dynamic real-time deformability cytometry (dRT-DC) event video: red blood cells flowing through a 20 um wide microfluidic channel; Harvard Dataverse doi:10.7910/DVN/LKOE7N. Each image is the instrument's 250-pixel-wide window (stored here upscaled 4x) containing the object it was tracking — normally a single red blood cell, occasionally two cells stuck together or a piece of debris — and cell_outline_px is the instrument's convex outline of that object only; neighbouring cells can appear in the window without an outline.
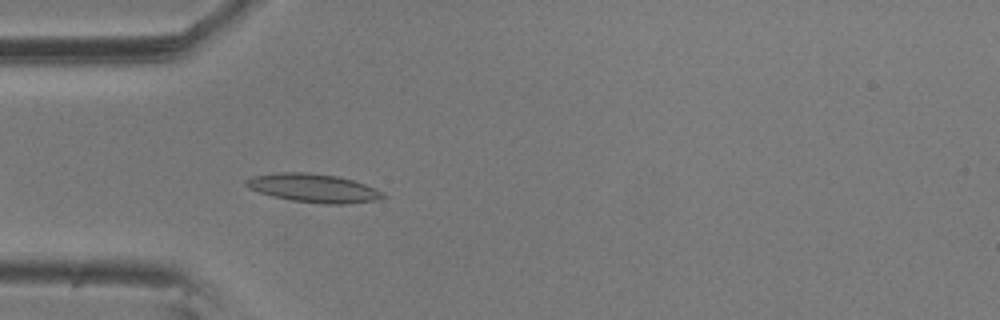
{"species": "common noctule bat (a hibernating species)", "species_latin": "Nyctalus noctula", "temperature_condition": "room temperature", "stored_images_in_passage": 4, "camera_frame_rate_fps": 3000, "um_per_image_px": 0.085, "animal": {"sex": "male", "body_mass_g": 20.5, "forearm_length_mm": 52.5}, "frame": {"image": 1, "passage_image": 4, "time_ms": 1.0, "image_size_px": [1000, 320], "cell_outline_px": [[388, 196], [376, 200], [348, 204], [324, 204], [292, 200], [272, 196], [248, 188], [244, 184], [244, 180], [252, 176], [280, 172], [308, 172], [336, 176], [352, 180], [376, 188]], "centroid_in_image_um": [26.64, 15.98], "position_along_channel_um": 58.4, "area_um2": 22.77}}